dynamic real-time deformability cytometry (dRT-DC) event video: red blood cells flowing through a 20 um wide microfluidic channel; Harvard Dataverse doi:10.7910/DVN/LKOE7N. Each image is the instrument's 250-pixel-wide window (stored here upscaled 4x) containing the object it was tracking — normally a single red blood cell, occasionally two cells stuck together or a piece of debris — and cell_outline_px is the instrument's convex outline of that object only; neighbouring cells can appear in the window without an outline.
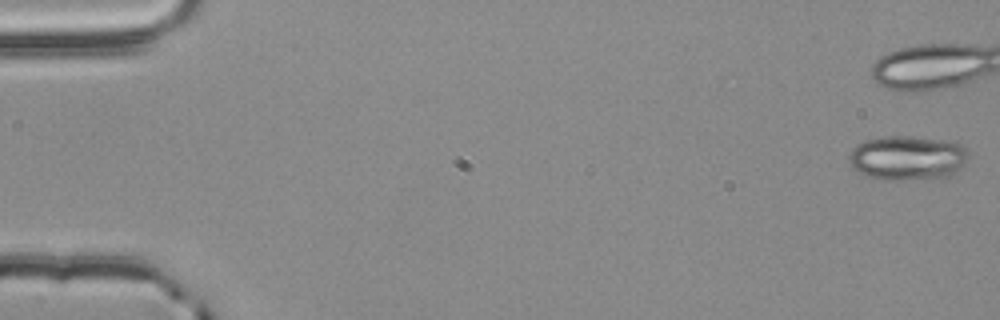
{"species": "common noctule bat (a hibernating species)", "species_latin": "Nyctalus noctula", "temperature_condition": "room temperature", "stored_images_in_passage": 49, "camera_frame_rate_fps": 3000, "um_per_image_px": 0.085, "animal": {"sex": "male", "body_mass_g": 20.4}, "frame": {"image": 1, "passage_image": 1, "time_ms": 0.0, "image_size_px": [1000, 320], "cell_outline_px": [[968, 156], [964, 164], [960, 168], [948, 176], [904, 180], [880, 180], [868, 176], [852, 168], [848, 160], [848, 152], [856, 144], [864, 140], [880, 136], [908, 136], [944, 140], [960, 144], [968, 148]], "centroid_in_image_um": [77.08, 13.41], "position_along_channel_um": 7.9, "area_um2": 31.21}}